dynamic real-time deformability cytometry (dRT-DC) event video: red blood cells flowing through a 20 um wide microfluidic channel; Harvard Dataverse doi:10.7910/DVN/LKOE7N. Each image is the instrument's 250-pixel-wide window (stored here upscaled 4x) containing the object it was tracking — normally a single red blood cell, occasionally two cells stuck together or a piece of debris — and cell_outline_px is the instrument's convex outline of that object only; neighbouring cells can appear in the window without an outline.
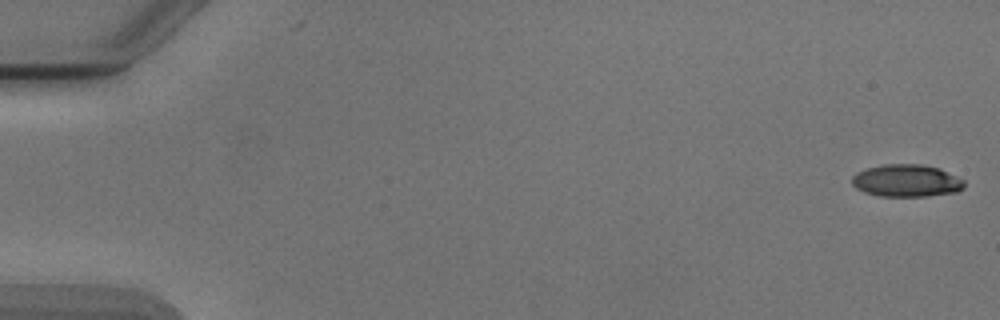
{"species": "Egyptian fruit bat (a non-hibernating species)", "species_latin": "Rousettus aegyptiacus", "temperature_condition": "cold", "stored_images_in_passage": 48, "camera_frame_rate_fps": 3000, "um_per_image_px": 0.085, "animal": {"sex": "male"}, "frame": {"image": 1, "passage_image": 1, "time_ms": 0.0, "image_size_px": [1000, 320], "cell_outline_px": [[964, 188], [956, 192], [924, 196], [880, 196], [864, 192], [856, 188], [852, 184], [852, 176], [856, 172], [868, 168], [884, 164], [920, 164], [940, 168], [964, 180]], "centroid_in_image_um": [77.04, 15.35], "position_along_channel_um": 8.0, "area_um2": 21.15}}
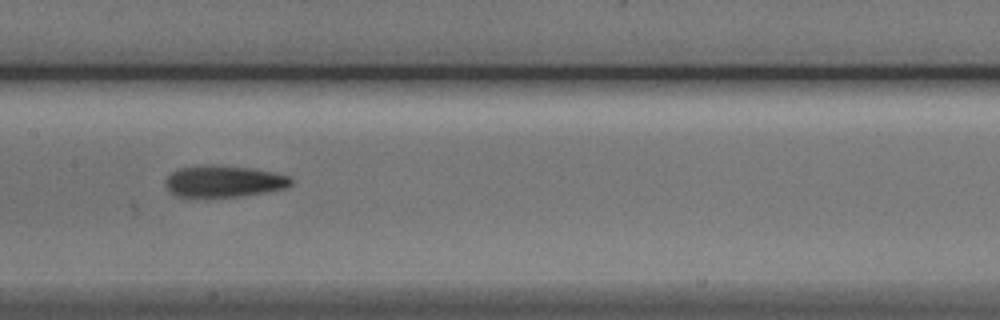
{"frame": {"image": 2, "passage_image": 27, "time_ms": 8.667, "image_size_px": [1000, 320], "cell_outline_px": [[292, 184], [284, 188], [264, 192], [240, 196], [176, 196], [168, 192], [164, 184], [164, 180], [172, 172], [180, 168], [208, 164], [252, 168], [272, 172], [288, 176], [292, 180]], "centroid_in_image_um": [18.97, 15.4], "position_along_channel_um": 188.4, "area_um2": 22.95}}
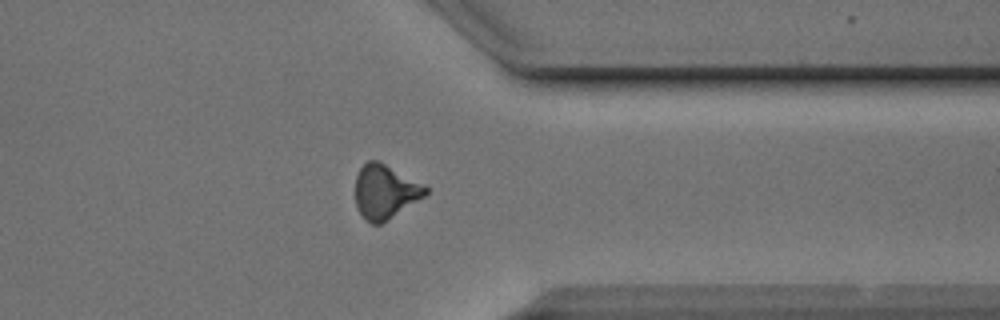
{"frame": {"image": 3, "passage_image": 42, "time_ms": 13.667, "image_size_px": [1000, 320], "cell_outline_px": [[428, 192], [424, 196], [380, 224], [372, 224], [356, 208], [356, 176], [360, 168], [368, 160], [380, 160], [428, 188]], "centroid_in_image_um": [32.7, 16.26], "position_along_channel_um": 378.7, "area_um2": 21.62}, "authors_computed_cell_mechanics": {"area_um2": 22.2241, "velocity_mm_per_s": 3.9061, "shape_relaxation_time_tau1_ms": 4.8106, "shape_relaxation_time_tau2_ms": 5.5517, "deformation_change_tau1": 0.1419, "deformation_change_tau2": 0.1545}}